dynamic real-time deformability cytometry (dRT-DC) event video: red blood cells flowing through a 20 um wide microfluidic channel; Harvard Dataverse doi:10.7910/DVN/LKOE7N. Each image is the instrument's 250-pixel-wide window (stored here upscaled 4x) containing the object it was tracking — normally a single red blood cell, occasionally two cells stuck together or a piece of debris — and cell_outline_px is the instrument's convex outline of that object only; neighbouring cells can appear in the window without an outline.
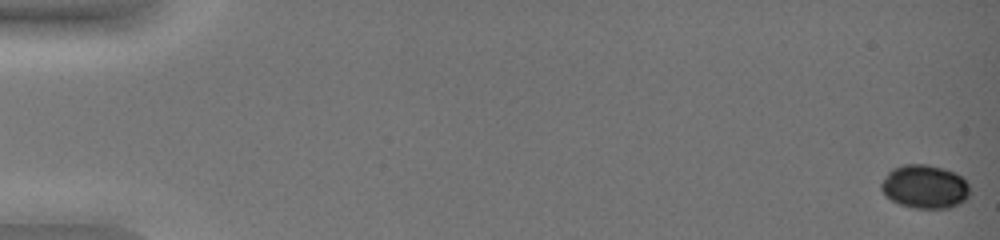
{"species": "common noctule bat (a hibernating species)", "species_latin": "Nyctalus noctula", "temperature_condition": "warm", "stored_images_in_passage": 54, "camera_frame_rate_fps": 3000, "um_per_image_px": 0.085, "animal": {"sex": "female", "body_mass_g": 19.0, "forearm_length_mm": 51.5}, "frame": {"image": 1, "passage_image": 1, "time_ms": 0.0, "image_size_px": [1000, 240], "cell_outline_px": [[972, 192], [960, 204], [948, 208], [912, 208], [900, 204], [884, 196], [880, 188], [880, 184], [888, 172], [892, 168], [904, 164], [928, 164], [944, 168], [956, 172], [968, 184]], "centroid_in_image_um": [78.6, 15.86], "position_along_channel_um": 6.4, "area_um2": 22.83}}
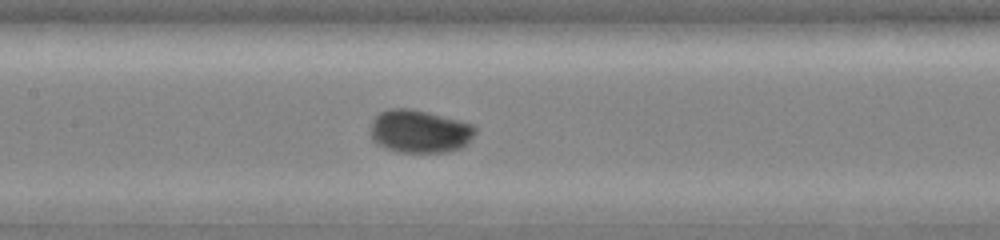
{"frame": {"image": 2, "passage_image": 29, "time_ms": 9.333, "image_size_px": [1000, 240], "cell_outline_px": [[476, 132], [468, 144], [460, 148], [448, 152], [396, 152], [384, 148], [376, 144], [372, 140], [372, 120], [380, 112], [388, 108], [412, 108], [460, 120], [472, 124], [476, 128]], "centroid_in_image_um": [35.67, 11.17], "position_along_channel_um": 171.7, "area_um2": 26.53}}
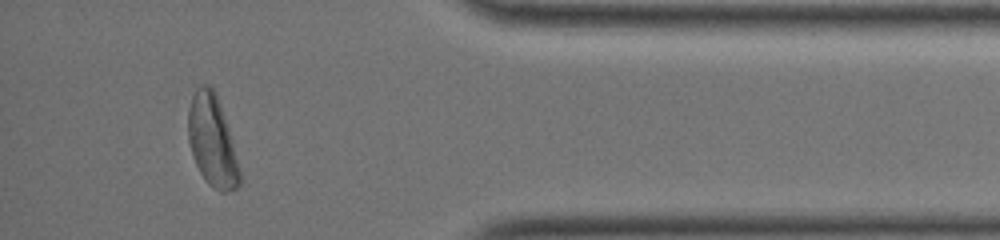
{"frame": {"image": 3, "passage_image": 50, "time_ms": 16.333, "image_size_px": [1000, 240], "cell_outline_px": [[240, 184], [236, 188], [228, 192], [220, 192], [208, 184], [204, 180], [192, 156], [188, 140], [188, 108], [192, 96], [196, 88], [200, 84], [208, 84], [216, 92], [232, 140], [240, 172]], "centroid_in_image_um": [18.02, 11.98], "position_along_channel_um": 417.2, "area_um2": 27.4}, "authors_computed_cell_mechanics": {"area_um2": 25.1719, "velocity_mm_per_s": 3.7552, "shape_relaxation_time_tau1_ms": 4.0424, "shape_relaxation_time_tau2_ms": null, "deformation_change_tau1": 0.1433, "deformation_change_tau2": null}}